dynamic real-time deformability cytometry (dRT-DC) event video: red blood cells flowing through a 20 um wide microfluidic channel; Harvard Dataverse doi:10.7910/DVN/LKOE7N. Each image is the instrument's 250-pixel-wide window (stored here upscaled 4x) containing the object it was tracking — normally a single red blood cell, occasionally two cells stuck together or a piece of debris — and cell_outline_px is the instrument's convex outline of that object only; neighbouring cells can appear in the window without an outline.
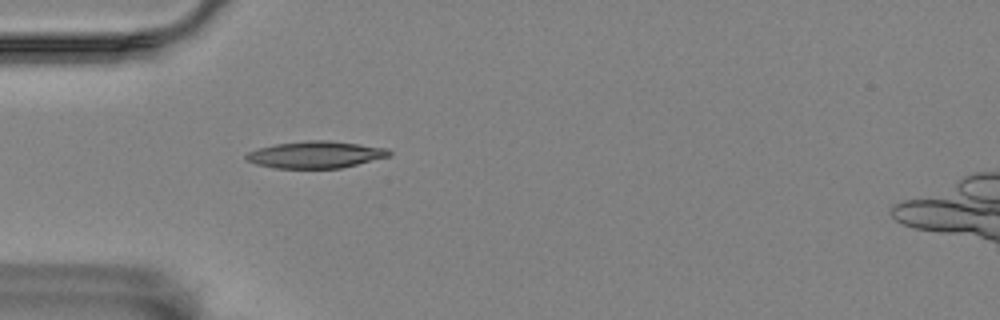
{"species": "Egyptian fruit bat (a non-hibernating species)", "species_latin": "Rousettus aegyptiacus", "temperature_condition": "room temperature", "stored_images_in_passage": 1, "camera_frame_rate_fps": 3000, "um_per_image_px": 0.085, "animal": {"sex": "female"}, "frame": {"image": 1, "passage_image": 1, "time_ms": 0.0, "image_size_px": [1000, 320], "cell_outline_px": [[392, 152], [388, 156], [340, 168], [276, 168], [256, 164], [244, 160], [244, 156], [248, 152], [260, 148], [276, 144], [304, 140], [328, 140], [360, 144], [388, 148]], "centroid_in_image_um": [26.8, 13.14], "position_along_channel_um": 58.2, "area_um2": 22.31}}